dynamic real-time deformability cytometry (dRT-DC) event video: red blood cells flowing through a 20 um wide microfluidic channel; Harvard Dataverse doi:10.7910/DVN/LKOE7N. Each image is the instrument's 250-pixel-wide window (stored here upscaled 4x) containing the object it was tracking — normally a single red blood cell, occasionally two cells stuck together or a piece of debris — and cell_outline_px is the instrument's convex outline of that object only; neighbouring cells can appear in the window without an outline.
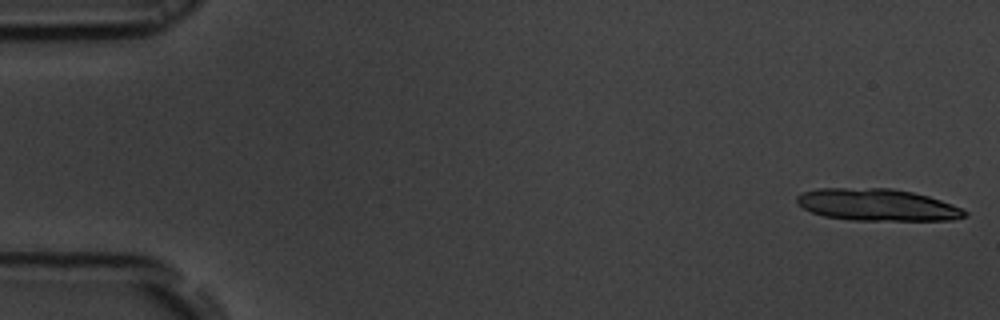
{"species": "common noctule bat (a hibernating species)", "species_latin": "Nyctalus noctula", "temperature_condition": "room temperature", "stored_images_in_passage": 14, "camera_frame_rate_fps": 3000, "um_per_image_px": 0.085, "animal": {"sex": "male", "body_mass_g": 19.5, "forearm_length_mm": 54.6}, "frame": {"image": 1, "passage_image": 1, "time_ms": 0.0, "image_size_px": [1000, 320], "cell_outline_px": [[968, 216], [952, 220], [852, 220], [824, 216], [812, 212], [804, 208], [796, 200], [796, 196], [804, 192], [816, 188], [892, 188], [912, 192], [928, 196], [952, 204], [968, 212]], "centroid_in_image_um": [74.58, 17.41], "position_along_channel_um": 10.4, "area_um2": 31.21}}